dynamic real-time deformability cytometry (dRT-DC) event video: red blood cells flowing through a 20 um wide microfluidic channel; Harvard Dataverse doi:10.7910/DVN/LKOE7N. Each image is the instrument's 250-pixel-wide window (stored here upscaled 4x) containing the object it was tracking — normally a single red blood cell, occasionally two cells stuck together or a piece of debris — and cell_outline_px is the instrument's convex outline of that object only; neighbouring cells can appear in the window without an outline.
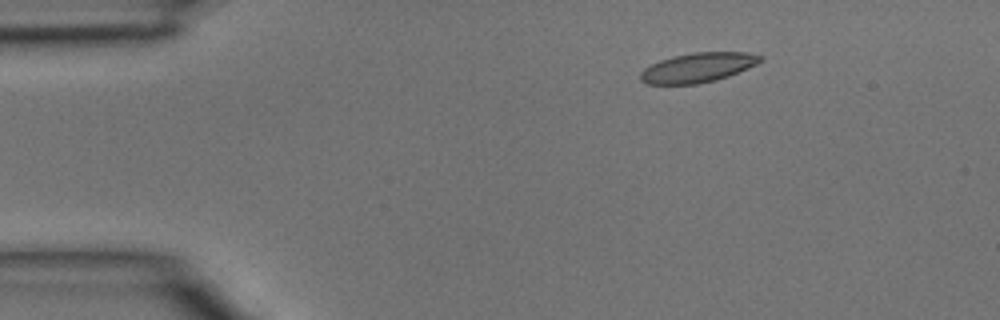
{"species": "common noctule bat (a hibernating species)", "species_latin": "Nyctalus noctula", "temperature_condition": "room temperature", "stored_images_in_passage": 4, "camera_frame_rate_fps": 3000, "um_per_image_px": 0.085, "animal": {"sex": "male", "body_mass_g": 15.6}, "frame": {"image": 1, "passage_image": 2, "time_ms": 0.333, "image_size_px": [1000, 320], "cell_outline_px": [[764, 60], [748, 68], [728, 76], [716, 80], [696, 84], [644, 84], [640, 80], [640, 72], [644, 68], [660, 60], [672, 56], [696, 52], [748, 52], [764, 56]], "centroid_in_image_um": [59.32, 5.74], "position_along_channel_um": 25.7, "area_um2": 20.75}}
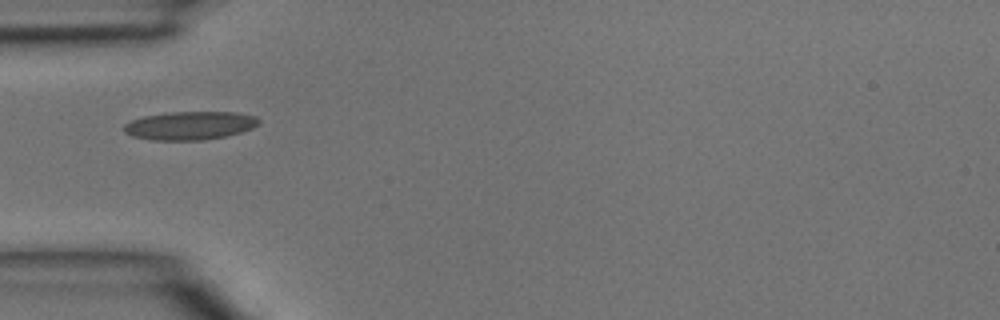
{"frame": {"image": 2, "passage_image": 4, "time_ms": 1.0, "image_size_px": [1000, 320], "cell_outline_px": [[260, 124], [252, 128], [240, 132], [224, 136], [204, 140], [152, 140], [132, 136], [124, 132], [124, 124], [132, 120], [144, 116], [168, 112], [236, 112], [256, 116], [260, 120]], "centroid_in_image_um": [16.15, 10.67], "position_along_channel_um": 68.9, "area_um2": 22.31}}